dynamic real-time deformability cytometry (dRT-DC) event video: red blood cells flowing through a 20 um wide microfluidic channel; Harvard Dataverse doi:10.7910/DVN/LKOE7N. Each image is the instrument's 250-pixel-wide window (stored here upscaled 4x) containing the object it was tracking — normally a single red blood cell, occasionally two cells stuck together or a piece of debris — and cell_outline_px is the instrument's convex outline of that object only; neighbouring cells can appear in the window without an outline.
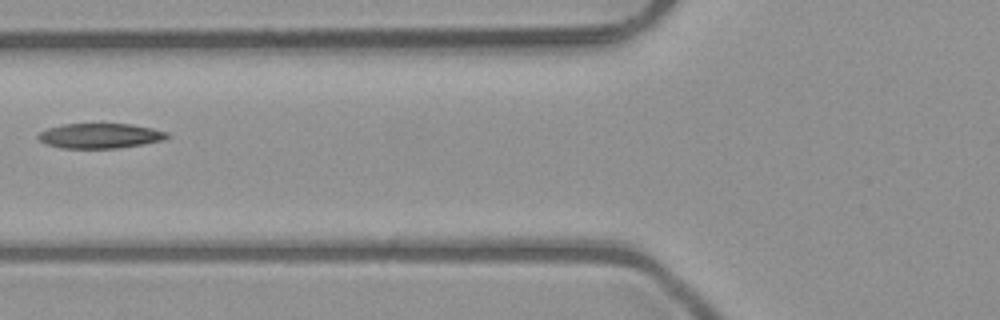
{"species": "common noctule bat (a hibernating species)", "species_latin": "Nyctalus noctula", "temperature_condition": "room temperature", "stored_images_in_passage": 5, "camera_frame_rate_fps": 3000, "um_per_image_px": 0.085, "animal": {"sex": "male", "body_mass_g": 23.1, "forearm_length_mm": 52.7}, "frame": {"image": 1, "passage_image": 5, "time_ms": 1.333, "image_size_px": [1000, 320], "cell_outline_px": [[168, 136], [160, 140], [140, 144], [116, 148], [60, 148], [44, 144], [36, 136], [40, 132], [48, 128], [60, 124], [132, 124], [152, 128], [168, 132]], "centroid_in_image_um": [8.42, 11.54], "position_along_channel_um": 117.4, "area_um2": 18.61}}